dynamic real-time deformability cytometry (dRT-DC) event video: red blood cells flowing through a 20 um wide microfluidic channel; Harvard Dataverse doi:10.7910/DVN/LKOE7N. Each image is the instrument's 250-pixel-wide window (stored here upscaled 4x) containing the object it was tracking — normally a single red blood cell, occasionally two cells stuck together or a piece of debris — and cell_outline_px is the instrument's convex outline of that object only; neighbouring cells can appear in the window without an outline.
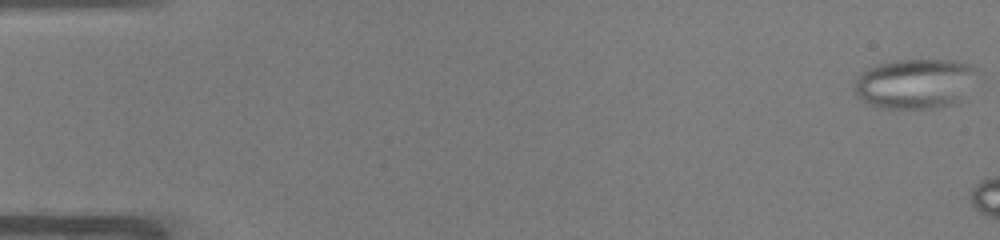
{"species": "common noctule bat (a hibernating species)", "species_latin": "Nyctalus noctula", "temperature_condition": "warm", "stored_images_in_passage": 6, "camera_frame_rate_fps": 3000, "um_per_image_px": 0.085, "animal": {"sex": "male", "body_mass_g": 19.0, "forearm_length_mm": 50.8}, "frame": {"image": 1, "passage_image": 1, "time_ms": 0.0, "image_size_px": [1000, 240], "cell_outline_px": [[976, 68], [960, 104], [936, 108], [876, 108], [868, 104], [856, 96], [852, 84], [860, 72], [864, 68], [896, 60], [956, 60], [972, 64]], "centroid_in_image_um": [77.71, 7.12], "position_along_channel_um": 7.3, "area_um2": 36.13}}